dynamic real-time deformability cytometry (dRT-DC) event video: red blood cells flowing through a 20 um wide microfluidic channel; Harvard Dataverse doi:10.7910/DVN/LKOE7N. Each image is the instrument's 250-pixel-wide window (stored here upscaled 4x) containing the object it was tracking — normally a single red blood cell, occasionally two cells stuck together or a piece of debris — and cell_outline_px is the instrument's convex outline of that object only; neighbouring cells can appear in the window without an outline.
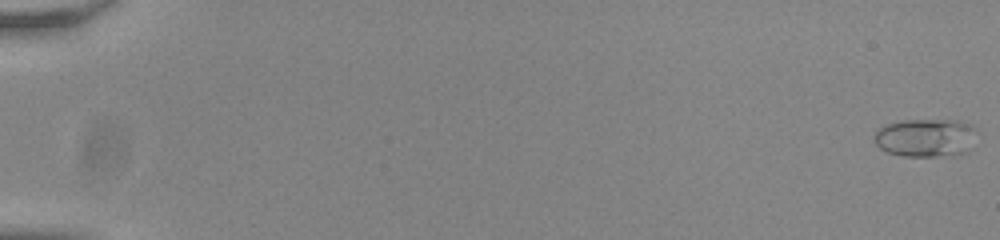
{"species": "common noctule bat (a hibernating species)", "species_latin": "Nyctalus noctula", "temperature_condition": "room temperature", "stored_images_in_passage": 5, "camera_frame_rate_fps": 3000, "um_per_image_px": 0.085, "animal": {"sex": "male", "body_mass_g": 20.0, "forearm_length_mm": 53.3}, "frame": {"image": 1, "passage_image": 1, "time_ms": 0.0, "image_size_px": [1000, 240], "cell_outline_px": [[972, 148], [968, 152], [956, 156], [904, 156], [888, 152], [880, 148], [872, 140], [872, 136], [880, 128], [888, 124], [904, 120], [956, 120], [972, 124]], "centroid_in_image_um": [78.66, 11.72], "position_along_channel_um": 6.3, "area_um2": 22.89}}